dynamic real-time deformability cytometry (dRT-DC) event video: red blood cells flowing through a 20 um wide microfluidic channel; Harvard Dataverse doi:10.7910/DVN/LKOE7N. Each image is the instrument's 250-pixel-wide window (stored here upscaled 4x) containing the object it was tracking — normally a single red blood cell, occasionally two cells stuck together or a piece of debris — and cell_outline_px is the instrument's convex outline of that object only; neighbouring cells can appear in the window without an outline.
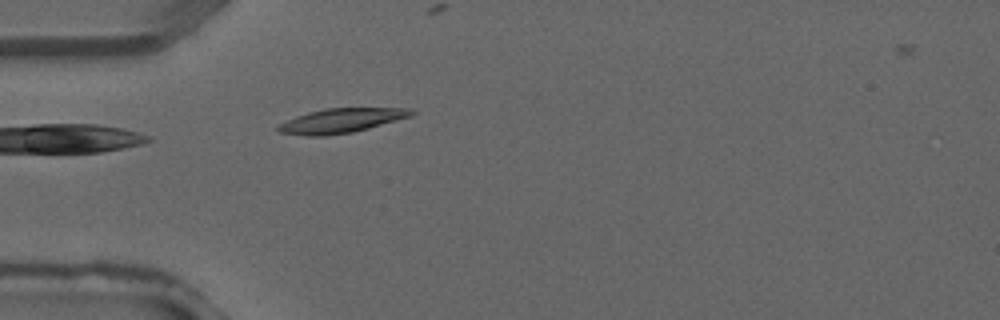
{"species": "common noctule bat (a hibernating species)", "species_latin": "Nyctalus noctula", "temperature_condition": "warm", "stored_images_in_passage": 4, "camera_frame_rate_fps": 3000, "um_per_image_px": 0.085, "animal": {"sex": "male", "forearm_length_mm": 52.5}, "frame": {"image": 1, "passage_image": 3, "time_ms": 0.667, "image_size_px": [1000, 320], "cell_outline_px": [[416, 112], [412, 116], [368, 128], [352, 132], [324, 136], [308, 136], [280, 132], [276, 128], [280, 124], [296, 116], [308, 112], [324, 108], [412, 108]], "centroid_in_image_um": [29.03, 10.24], "position_along_channel_um": 56.0, "area_um2": 18.84}}